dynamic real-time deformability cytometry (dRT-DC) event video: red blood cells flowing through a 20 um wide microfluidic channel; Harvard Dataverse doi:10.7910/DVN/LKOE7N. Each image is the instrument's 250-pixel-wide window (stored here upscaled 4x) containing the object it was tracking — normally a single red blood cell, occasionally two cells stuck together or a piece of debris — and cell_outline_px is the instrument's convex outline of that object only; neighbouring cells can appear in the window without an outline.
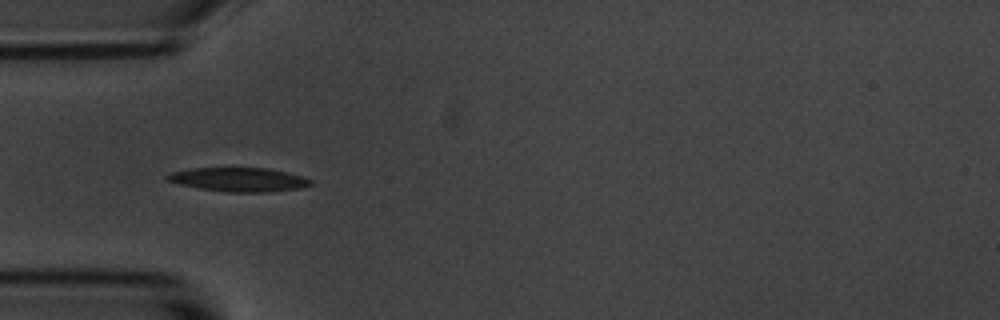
{"species": "common noctule bat (a hibernating species)", "species_latin": "Nyctalus noctula", "temperature_condition": "room temperature", "stored_images_in_passage": 8, "camera_frame_rate_fps": 3000, "um_per_image_px": 0.085, "animal": {"sex": "male", "body_mass_g": 20.1, "forearm_length_mm": 53.5}, "frame": {"image": 1, "passage_image": 4, "time_ms": 1.0, "image_size_px": [1000, 320], "cell_outline_px": [[312, 184], [300, 188], [268, 192], [228, 192], [200, 188], [180, 184], [168, 180], [164, 176], [172, 172], [192, 168], [268, 168], [304, 176], [312, 180]], "centroid_in_image_um": [20.33, 15.26], "position_along_channel_um": 64.7, "area_um2": 19.88}}
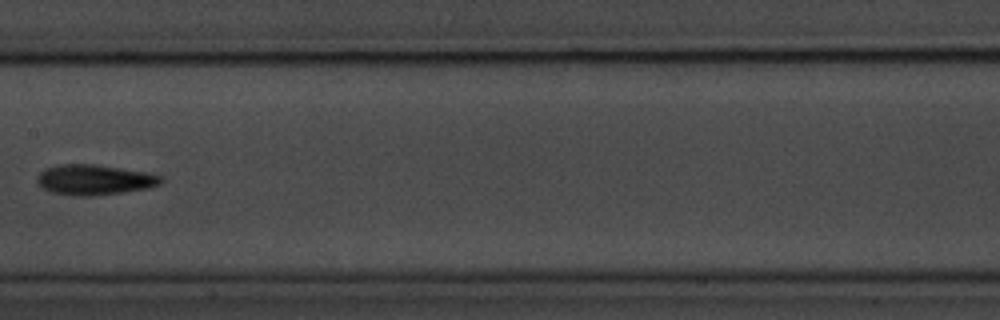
{"frame": {"image": 2, "passage_image": 7, "time_ms": 2.0, "image_size_px": [1000, 320], "cell_outline_px": [[164, 180], [160, 184], [148, 188], [92, 196], [72, 196], [52, 192], [44, 188], [36, 180], [36, 176], [44, 168], [60, 164], [96, 164], [152, 172], [164, 176]], "centroid_in_image_um": [8.07, 15.26], "position_along_channel_um": 199.3, "area_um2": 22.2}}
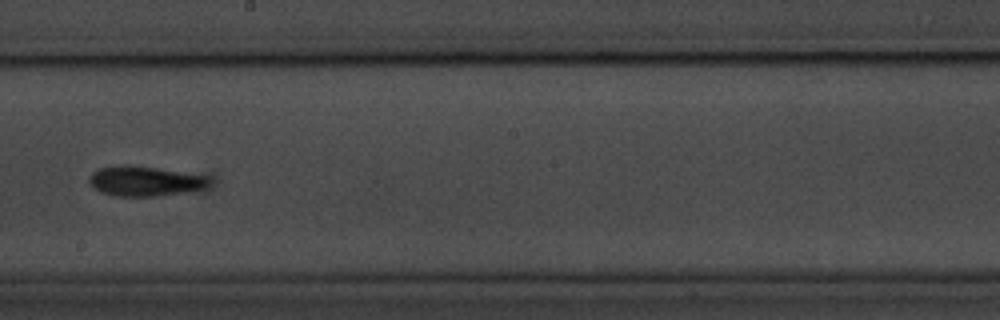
{"frame": {"image": 3, "passage_image": 8, "time_ms": 2.333, "image_size_px": [1000, 320], "cell_outline_px": [[212, 180], [204, 188], [188, 192], [156, 196], [116, 196], [100, 192], [92, 188], [88, 184], [88, 176], [92, 172], [100, 168], [120, 164], [128, 164], [156, 168], [208, 176]], "centroid_in_image_um": [12.26, 15.39], "position_along_channel_um": 235.9, "area_um2": 21.21}}